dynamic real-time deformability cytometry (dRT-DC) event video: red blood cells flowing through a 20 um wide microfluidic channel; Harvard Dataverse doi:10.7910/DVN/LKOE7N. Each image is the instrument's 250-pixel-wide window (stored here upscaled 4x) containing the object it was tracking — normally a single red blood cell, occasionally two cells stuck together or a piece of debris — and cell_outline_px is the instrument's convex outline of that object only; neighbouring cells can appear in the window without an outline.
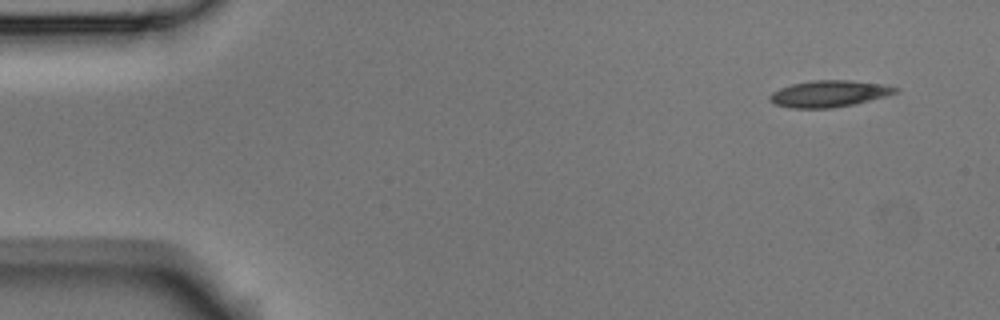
{"species": "Egyptian fruit bat (a non-hibernating species)", "species_latin": "Rousettus aegyptiacus", "temperature_condition": "room temperature", "stored_images_in_passage": 7, "camera_frame_rate_fps": 3000, "um_per_image_px": 0.085, "animal": {"sex": "male"}, "frame": {"image": 1, "passage_image": 1, "time_ms": 0.0, "image_size_px": [1000, 320], "cell_outline_px": [[896, 92], [884, 96], [852, 104], [828, 108], [792, 108], [776, 104], [768, 100], [768, 96], [772, 92], [780, 88], [792, 84], [812, 80], [848, 80], [880, 84], [896, 88]], "centroid_in_image_um": [70.37, 7.96], "position_along_channel_um": 14.6, "area_um2": 18.96}}
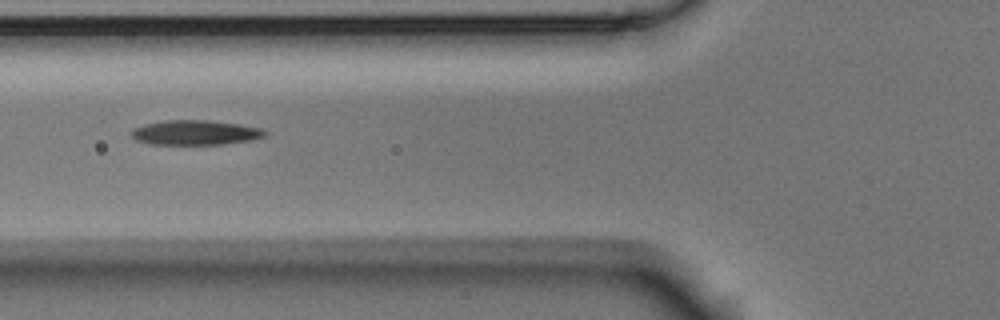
{"frame": {"image": 2, "passage_image": 5, "time_ms": 1.333, "image_size_px": [1000, 320], "cell_outline_px": [[268, 136], [252, 140], [224, 144], [152, 144], [136, 140], [132, 136], [132, 128], [144, 124], [164, 120], [208, 120], [240, 124], [260, 128], [268, 132]], "centroid_in_image_um": [16.64, 11.26], "position_along_channel_um": 109.2, "area_um2": 19.36}}
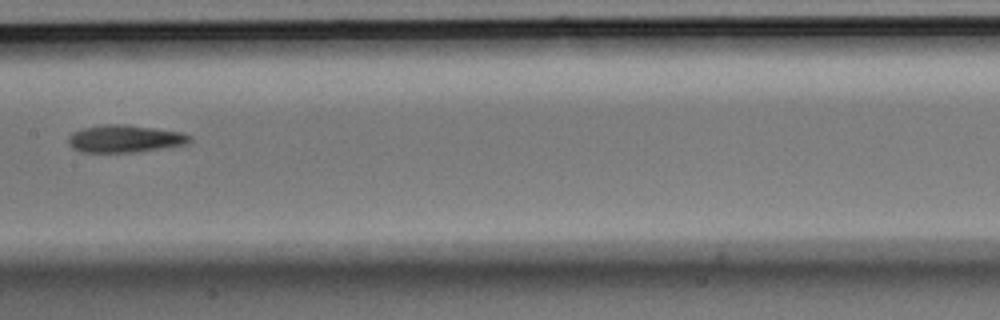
{"frame": {"image": 3, "passage_image": 7, "time_ms": 2.0, "image_size_px": [1000, 320], "cell_outline_px": [[192, 140], [184, 144], [136, 152], [84, 152], [72, 148], [68, 144], [68, 136], [72, 132], [84, 128], [104, 124], [124, 124], [180, 132], [192, 136]], "centroid_in_image_um": [10.56, 11.79], "position_along_channel_um": 196.8, "area_um2": 19.19}}